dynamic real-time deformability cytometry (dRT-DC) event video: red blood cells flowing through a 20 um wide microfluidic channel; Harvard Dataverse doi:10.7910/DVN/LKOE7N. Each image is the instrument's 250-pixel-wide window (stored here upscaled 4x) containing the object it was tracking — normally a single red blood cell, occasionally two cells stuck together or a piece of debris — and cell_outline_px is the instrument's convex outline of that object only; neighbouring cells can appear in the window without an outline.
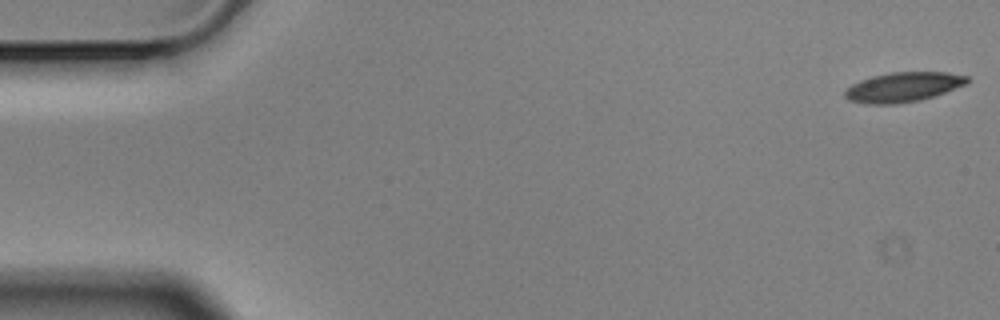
{"species": "Egyptian fruit bat (a non-hibernating species)", "species_latin": "Rousettus aegyptiacus", "temperature_condition": "cold", "stored_images_in_passage": 56, "camera_frame_rate_fps": 3000, "um_per_image_px": 0.085, "animal": {"sex": "male"}, "frame": {"image": 1, "passage_image": 1, "time_ms": 0.0, "image_size_px": [1000, 320], "cell_outline_px": [[968, 84], [936, 96], [920, 100], [900, 104], [868, 104], [848, 100], [844, 96], [844, 92], [852, 84], [860, 80], [872, 76], [892, 72], [948, 72], [968, 76]], "centroid_in_image_um": [76.8, 7.41], "position_along_channel_um": 8.2, "area_um2": 21.39}}
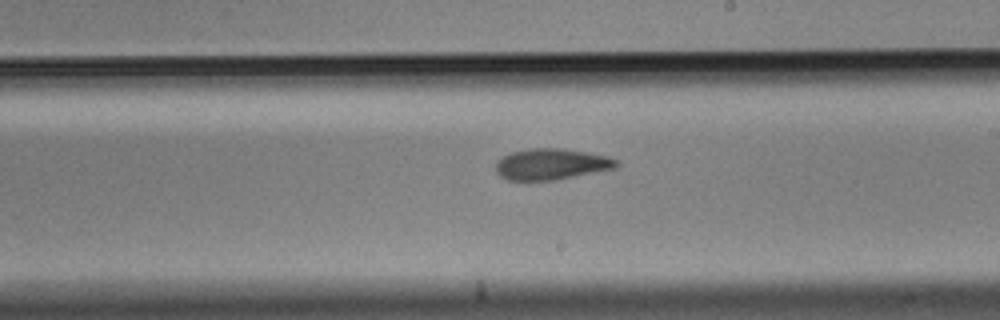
{"frame": {"image": 2, "passage_image": 32, "time_ms": 10.333, "image_size_px": [1000, 320], "cell_outline_px": [[620, 164], [612, 168], [556, 180], [508, 180], [500, 176], [496, 172], [496, 160], [508, 152], [528, 148], [560, 148], [608, 156], [616, 160]], "centroid_in_image_um": [46.78, 13.94], "position_along_channel_um": 242.2, "area_um2": 21.79}}
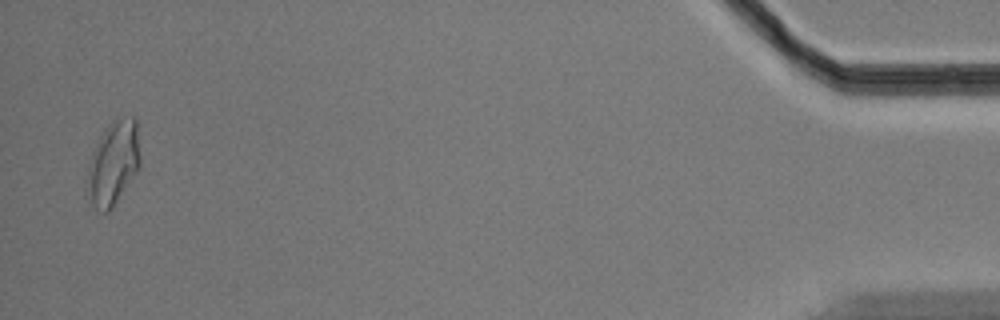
{"frame": {"image": 3, "passage_image": 55, "time_ms": 18.0, "image_size_px": [1000, 320], "cell_outline_px": [[140, 168], [112, 208], [108, 212], [100, 212], [96, 208], [84, 188], [84, 180], [92, 152], [104, 128], [112, 120], [124, 116], [136, 116], [140, 156]], "centroid_in_image_um": [9.62, 13.85], "position_along_channel_um": 425.6, "area_um2": 26.47}, "authors_computed_cell_mechanics": {"area_um2": 21.8773, "velocity_mm_per_s": 3.5433, "shape_relaxation_time_tau1_ms": 6.3964, "shape_relaxation_time_tau2_ms": 4.2854, "deformation_change_tau1": 0.1784, "deformation_change_tau2": 0.1246}}